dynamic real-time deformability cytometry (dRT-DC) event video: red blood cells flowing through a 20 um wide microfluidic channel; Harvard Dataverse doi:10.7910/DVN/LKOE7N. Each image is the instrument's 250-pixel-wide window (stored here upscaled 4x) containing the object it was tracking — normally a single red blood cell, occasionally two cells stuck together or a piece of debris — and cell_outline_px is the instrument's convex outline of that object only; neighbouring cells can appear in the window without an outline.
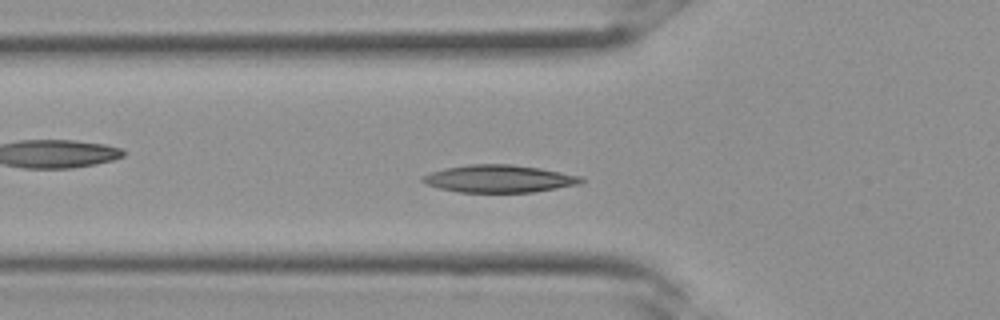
{"species": "Egyptian fruit bat (a non-hibernating species)", "species_latin": "Rousettus aegyptiacus", "temperature_condition": "room temperature", "stored_images_in_passage": 24, "camera_frame_rate_fps": 3000, "um_per_image_px": 0.085, "frame": {"image": 1, "passage_image": 9, "time_ms": 2.667, "image_size_px": [1000, 320], "cell_outline_px": [[584, 180], [580, 184], [532, 192], [460, 192], [440, 188], [424, 184], [420, 180], [420, 176], [444, 168], [468, 164], [512, 164], [540, 168], [580, 176]], "centroid_in_image_um": [42.37, 15.18], "position_along_channel_um": 83.4, "area_um2": 25.37}}
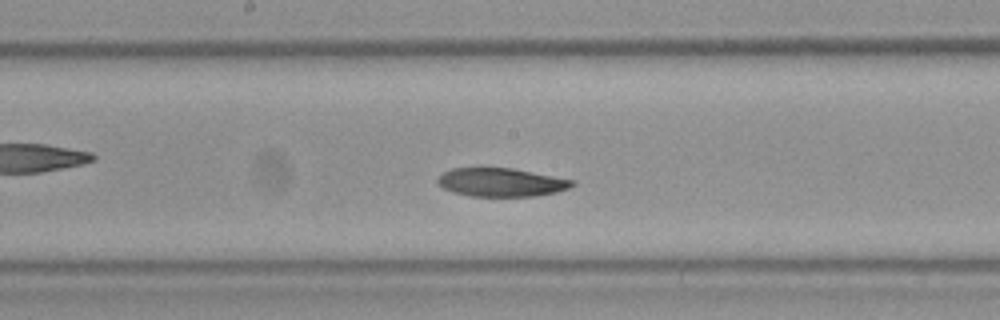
{"frame": {"image": 2, "passage_image": 15, "time_ms": 4.667, "image_size_px": [1000, 320], "cell_outline_px": [[576, 184], [568, 188], [556, 192], [536, 196], [468, 196], [452, 192], [436, 184], [436, 180], [444, 172], [452, 168], [480, 164], [512, 168], [576, 180]], "centroid_in_image_um": [42.54, 15.45], "position_along_channel_um": 205.7, "area_um2": 23.29}}
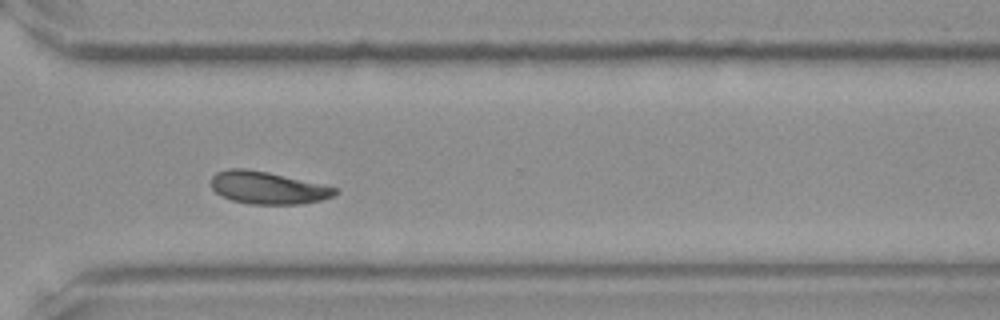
{"frame": {"image": 3, "passage_image": 22, "time_ms": 7.0, "image_size_px": [1000, 320], "cell_outline_px": [[336, 192], [332, 196], [320, 200], [300, 204], [248, 204], [232, 200], [220, 196], [212, 188], [212, 176], [216, 172], [228, 168], [244, 168], [268, 172], [336, 188]], "centroid_in_image_um": [22.68, 15.96], "position_along_channel_um": 347.9, "area_um2": 23.12}}